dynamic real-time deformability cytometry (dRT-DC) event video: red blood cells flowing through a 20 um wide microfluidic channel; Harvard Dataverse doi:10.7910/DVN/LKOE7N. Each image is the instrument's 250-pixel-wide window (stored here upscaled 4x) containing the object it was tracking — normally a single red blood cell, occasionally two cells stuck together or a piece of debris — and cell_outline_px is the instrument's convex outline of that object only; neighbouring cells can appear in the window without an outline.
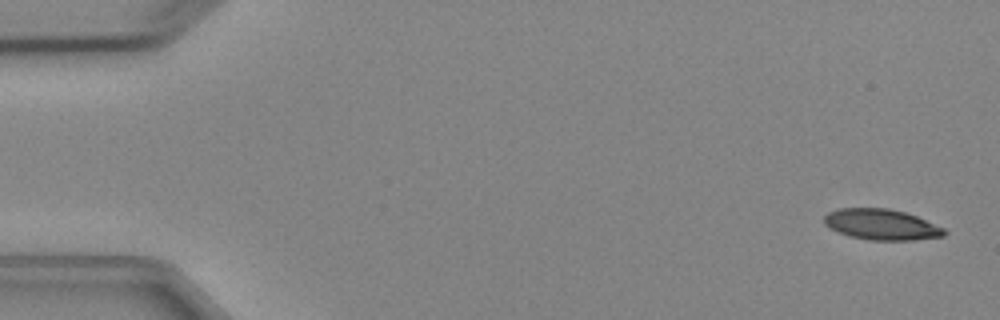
{"species": "Egyptian fruit bat (a non-hibernating species)", "species_latin": "Rousettus aegyptiacus", "temperature_condition": "cold", "stored_images_in_passage": 2, "camera_frame_rate_fps": 3000, "um_per_image_px": 0.085, "animal": {"sex": "female"}, "frame": {"image": 1, "passage_image": 2, "time_ms": 1.0, "image_size_px": [1000, 320], "cell_outline_px": [[948, 232], [944, 236], [916, 240], [868, 240], [848, 236], [828, 228], [824, 224], [824, 216], [828, 212], [840, 208], [888, 208], [904, 212], [916, 216], [944, 228]], "centroid_in_image_um": [74.9, 19.09], "position_along_channel_um": 10.1, "area_um2": 21.68}}